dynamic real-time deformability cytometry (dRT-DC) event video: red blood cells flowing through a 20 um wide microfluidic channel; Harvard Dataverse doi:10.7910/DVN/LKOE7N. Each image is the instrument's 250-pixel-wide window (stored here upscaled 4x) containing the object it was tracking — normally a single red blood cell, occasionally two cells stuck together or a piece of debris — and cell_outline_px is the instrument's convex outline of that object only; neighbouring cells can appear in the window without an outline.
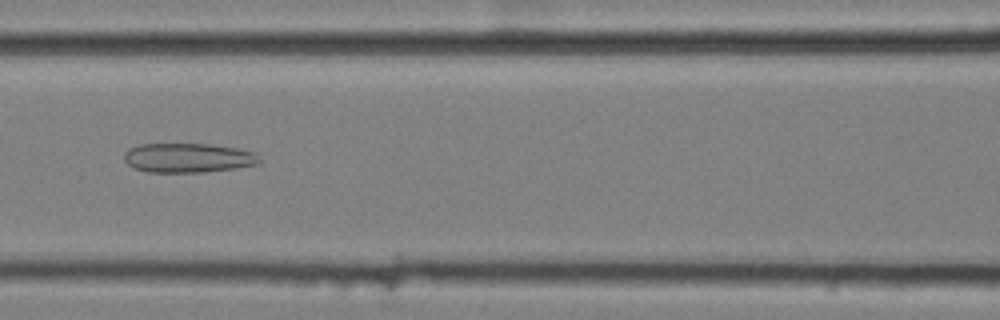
{"species": "common noctule bat (a hibernating species)", "species_latin": "Nyctalus noctula", "temperature_condition": "cold", "stored_images_in_passage": 57, "camera_frame_rate_fps": 3000, "um_per_image_px": 0.085, "animal": {"sex": "female", "body_mass_g": 25.1}, "frame": {"image": 1, "passage_image": 26, "time_ms": 8.333, "image_size_px": [1000, 320], "cell_outline_px": [[260, 164], [236, 168], [204, 172], [148, 172], [132, 168], [124, 160], [124, 152], [128, 148], [140, 144], [208, 144], [236, 148], [256, 152], [260, 160]], "centroid_in_image_um": [15.97, 13.42], "position_along_channel_um": 150.6, "area_um2": 23.35}}
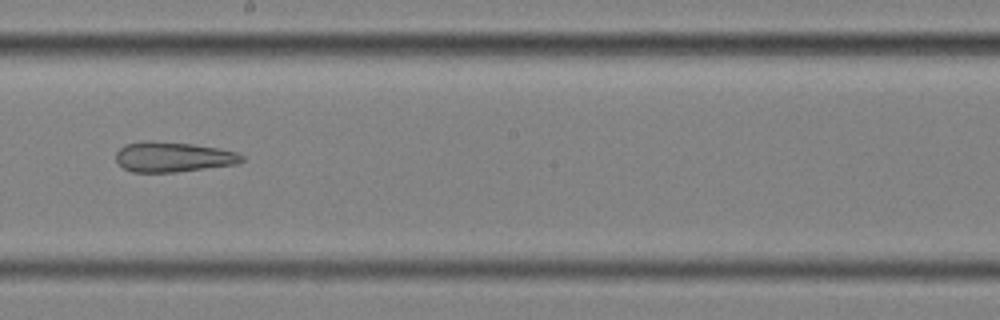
{"frame": {"image": 2, "passage_image": 33, "time_ms": 10.667, "image_size_px": [1000, 320], "cell_outline_px": [[244, 160], [236, 164], [176, 172], [132, 172], [124, 168], [116, 160], [116, 152], [124, 144], [144, 140], [152, 140], [192, 144], [220, 148], [236, 152], [244, 156]], "centroid_in_image_um": [14.69, 13.33], "position_along_channel_um": 233.5, "area_um2": 22.2}}
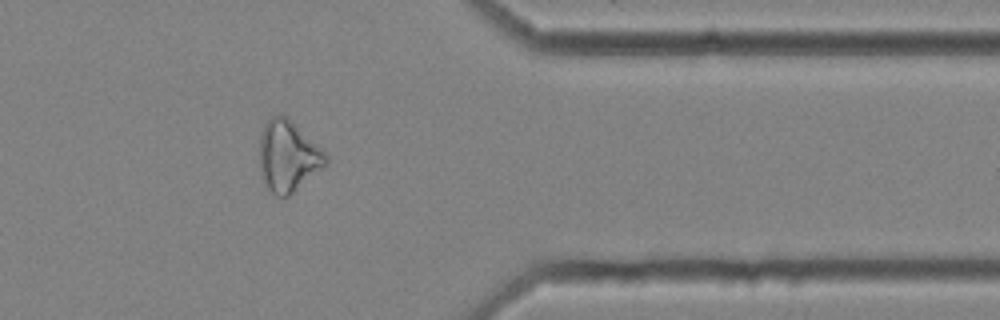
{"frame": {"image": 3, "passage_image": 47, "time_ms": 15.333, "image_size_px": [1000, 320], "cell_outline_px": [[328, 164], [324, 168], [284, 200], [276, 196], [268, 188], [260, 172], [260, 132], [264, 124], [272, 116], [288, 116], [328, 156]], "centroid_in_image_um": [24.49, 13.3], "position_along_channel_um": 386.9, "area_um2": 27.57}, "authors_computed_cell_mechanics": {"area_um2": 28.5532, "velocity_mm_per_s": 3.5603, "shape_relaxation_time_tau1_ms": null, "shape_relaxation_time_tau2_ms": 6.3219, "deformation_change_tau1": null, "deformation_change_tau2": 0.1968}}